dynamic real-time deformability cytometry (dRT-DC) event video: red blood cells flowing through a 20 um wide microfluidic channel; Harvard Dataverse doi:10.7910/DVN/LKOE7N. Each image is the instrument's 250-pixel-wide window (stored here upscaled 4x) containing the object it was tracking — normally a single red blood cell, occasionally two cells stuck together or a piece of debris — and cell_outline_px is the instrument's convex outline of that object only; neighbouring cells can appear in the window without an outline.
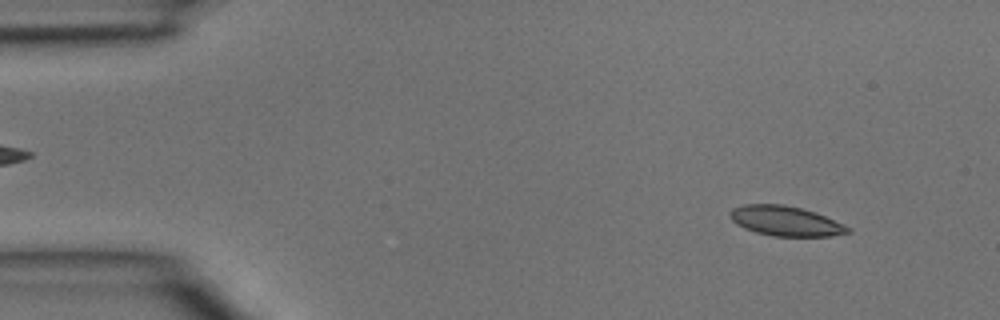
{"species": "common noctule bat (a hibernating species)", "species_latin": "Nyctalus noctula", "temperature_condition": "room temperature", "stored_images_in_passage": 3, "camera_frame_rate_fps": 3000, "um_per_image_px": 0.085, "animal": {"sex": "male", "body_mass_g": 15.6}, "frame": {"image": 1, "passage_image": 1, "time_ms": 0.0, "image_size_px": [1000, 320], "cell_outline_px": [[852, 232], [832, 236], [772, 236], [756, 232], [744, 228], [736, 224], [728, 216], [728, 212], [732, 208], [744, 204], [784, 204], [816, 212], [844, 224], [852, 228]], "centroid_in_image_um": [66.77, 18.78], "position_along_channel_um": 18.2, "area_um2": 20.75}}
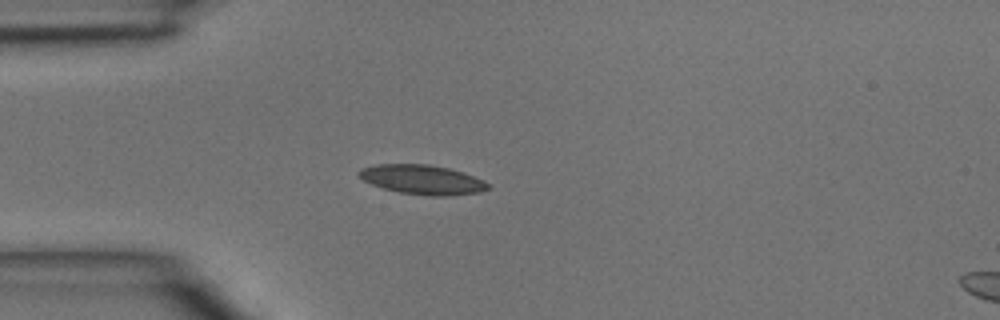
{"frame": {"image": 2, "passage_image": 3, "time_ms": 0.667, "image_size_px": [1000, 320], "cell_outline_px": [[492, 188], [480, 192], [448, 196], [424, 196], [400, 192], [384, 188], [372, 184], [364, 180], [356, 172], [360, 168], [376, 164], [428, 164], [448, 168], [464, 172], [484, 180]], "centroid_in_image_um": [35.92, 15.27], "position_along_channel_um": 49.1, "area_um2": 22.31}}